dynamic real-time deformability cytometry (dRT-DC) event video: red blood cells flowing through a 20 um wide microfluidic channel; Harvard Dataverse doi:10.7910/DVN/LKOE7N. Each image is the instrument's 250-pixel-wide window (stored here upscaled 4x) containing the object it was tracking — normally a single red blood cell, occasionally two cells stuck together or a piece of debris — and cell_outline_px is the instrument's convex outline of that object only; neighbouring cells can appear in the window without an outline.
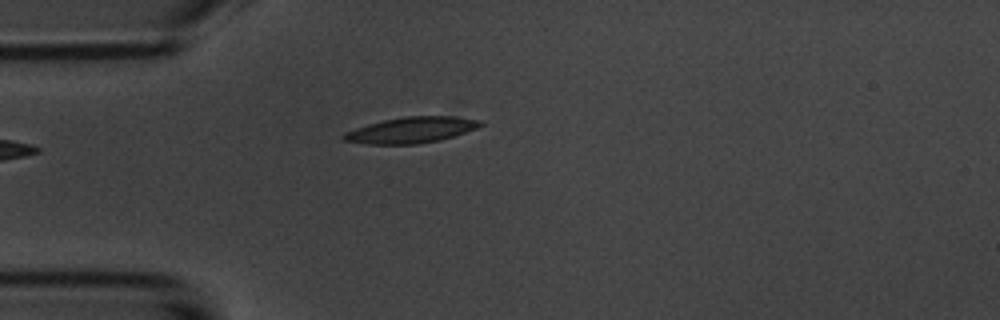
{"species": "common noctule bat (a hibernating species)", "species_latin": "Nyctalus noctula", "temperature_condition": "room temperature", "stored_images_in_passage": 7, "camera_frame_rate_fps": 3000, "um_per_image_px": 0.085, "animal": {"sex": "male", "body_mass_g": 20.1, "forearm_length_mm": 53.5}, "frame": {"image": 1, "passage_image": 7, "time_ms": 6.667, "image_size_px": [1000, 320], "cell_outline_px": [[484, 124], [476, 128], [440, 140], [416, 144], [368, 144], [344, 140], [340, 136], [344, 132], [368, 124], [384, 120], [404, 116], [452, 116], [484, 120]], "centroid_in_image_um": [34.96, 11.04], "position_along_channel_um": 50.0, "area_um2": 20.58}}